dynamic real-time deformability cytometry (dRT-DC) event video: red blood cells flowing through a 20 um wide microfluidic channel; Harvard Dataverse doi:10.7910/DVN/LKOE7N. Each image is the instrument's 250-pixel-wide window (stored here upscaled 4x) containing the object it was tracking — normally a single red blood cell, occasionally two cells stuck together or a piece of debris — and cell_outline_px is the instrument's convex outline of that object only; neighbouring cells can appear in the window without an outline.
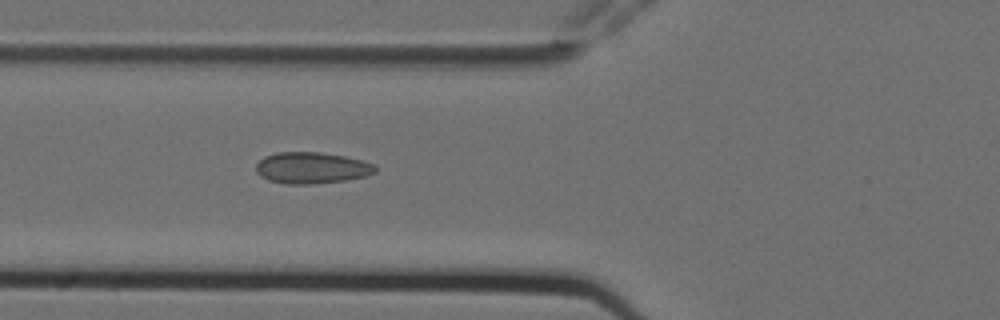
{"species": "Egyptian fruit bat (a non-hibernating species)", "species_latin": "Rousettus aegyptiacus", "temperature_condition": "cold", "stored_images_in_passage": 2, "camera_frame_rate_fps": 3000, "um_per_image_px": 0.085, "animal": {"sex": "female"}, "frame": {"image": 1, "passage_image": 2, "time_ms": 0.333, "image_size_px": [1000, 320], "cell_outline_px": [[376, 172], [364, 176], [344, 180], [312, 184], [284, 184], [268, 180], [260, 176], [256, 172], [256, 164], [264, 156], [276, 152], [320, 152], [344, 156], [376, 164]], "centroid_in_image_um": [26.46, 14.27], "position_along_channel_um": 99.3, "area_um2": 21.85}}